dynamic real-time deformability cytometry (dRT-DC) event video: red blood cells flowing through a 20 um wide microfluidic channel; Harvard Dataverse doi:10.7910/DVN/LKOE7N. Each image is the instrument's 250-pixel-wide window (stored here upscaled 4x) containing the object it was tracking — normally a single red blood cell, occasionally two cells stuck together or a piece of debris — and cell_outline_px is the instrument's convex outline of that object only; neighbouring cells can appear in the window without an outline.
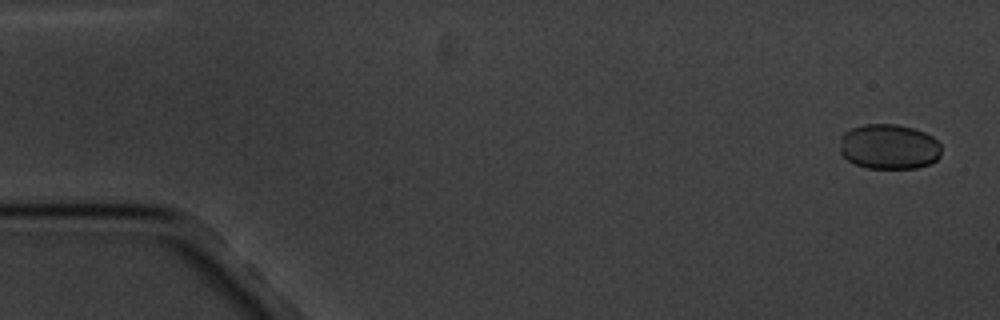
{"species": "common noctule bat (a hibernating species)", "species_latin": "Nyctalus noctula", "temperature_condition": "cold", "stored_images_in_passage": 6, "camera_frame_rate_fps": 3000, "um_per_image_px": 0.085, "animal": {"sex": "male", "body_mass_g": 20.1, "forearm_length_mm": 53.5}, "frame": {"image": 1, "passage_image": 1, "time_ms": 0.0, "image_size_px": [1000, 320], "cell_outline_px": [[940, 156], [936, 160], [928, 164], [916, 168], [868, 168], [856, 164], [848, 160], [840, 152], [840, 136], [844, 132], [852, 128], [864, 124], [896, 124], [912, 128], [924, 132], [932, 136], [940, 144]], "centroid_in_image_um": [75.55, 12.46], "position_along_channel_um": 9.5, "area_um2": 26.7}}
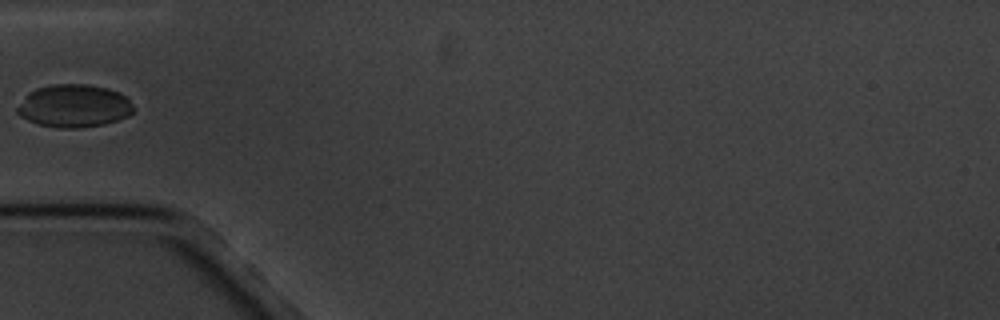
{"frame": {"image": 2, "passage_image": 6, "time_ms": 5.667, "image_size_px": [1000, 320], "cell_outline_px": [[136, 108], [128, 116], [104, 124], [80, 128], [56, 128], [40, 124], [28, 120], [20, 116], [16, 112], [16, 108], [28, 92], [36, 88], [52, 84], [88, 84], [108, 88], [120, 92]], "centroid_in_image_um": [6.28, 9.0], "position_along_channel_um": 78.7, "area_um2": 29.13}}